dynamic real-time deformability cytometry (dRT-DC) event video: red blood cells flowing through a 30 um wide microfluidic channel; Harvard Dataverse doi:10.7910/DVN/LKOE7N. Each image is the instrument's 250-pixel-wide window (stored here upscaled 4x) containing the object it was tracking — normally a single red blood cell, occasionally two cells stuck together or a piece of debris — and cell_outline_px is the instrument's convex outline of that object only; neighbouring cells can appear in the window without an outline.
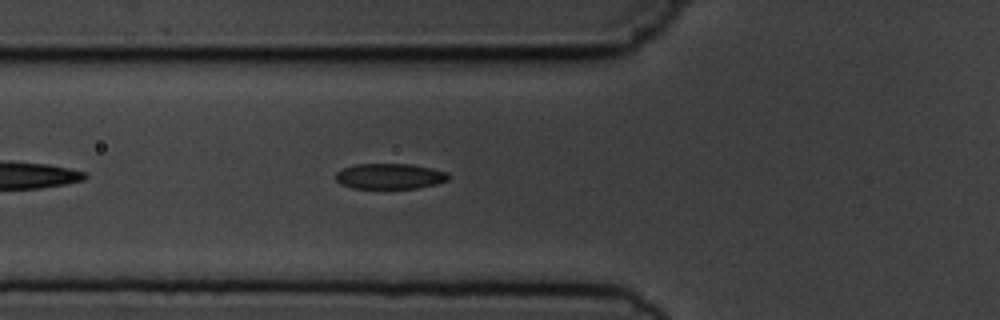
{"species": "common noctule bat (a hibernating species)", "species_latin": "Nyctalus noctula", "temperature_condition": "cold", "stored_images_in_passage": 6, "camera_frame_rate_fps": 3000, "um_per_image_px": 0.085, "animal": {"sex": "male", "body_mass_g": 19.5, "forearm_length_mm": 54.6}, "frame": {"image": 1, "passage_image": 6, "time_ms": 5.667, "image_size_px": [1000, 320], "cell_outline_px": [[448, 180], [436, 184], [416, 188], [352, 188], [340, 184], [336, 180], [336, 172], [344, 168], [356, 164], [412, 164], [432, 168], [448, 172]], "centroid_in_image_um": [33.13, 14.98], "position_along_channel_um": 92.7, "area_um2": 16.76}}